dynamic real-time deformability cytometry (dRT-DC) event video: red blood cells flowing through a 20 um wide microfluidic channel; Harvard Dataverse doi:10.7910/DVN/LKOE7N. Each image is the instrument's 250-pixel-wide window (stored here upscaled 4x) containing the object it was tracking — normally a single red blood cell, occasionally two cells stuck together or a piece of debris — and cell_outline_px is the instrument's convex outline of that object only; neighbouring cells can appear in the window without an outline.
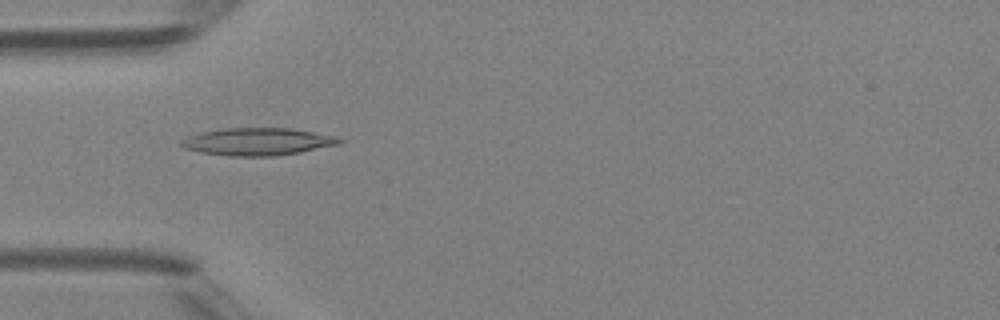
{"species": "Egyptian fruit bat (a non-hibernating species)", "species_latin": "Rousettus aegyptiacus", "temperature_condition": "room temperature", "stored_images_in_passage": 2, "camera_frame_rate_fps": 3000, "um_per_image_px": 0.085, "animal": {"sex": "female"}, "frame": {"image": 1, "passage_image": 2, "time_ms": 1.333, "image_size_px": [1000, 320], "cell_outline_px": [[344, 140], [340, 144], [300, 152], [276, 156], [228, 156], [200, 152], [184, 148], [180, 144], [180, 140], [188, 136], [200, 132], [220, 128], [288, 128], [336, 136]], "centroid_in_image_um": [21.87, 12.04], "position_along_channel_um": 63.1, "area_um2": 25.37}}